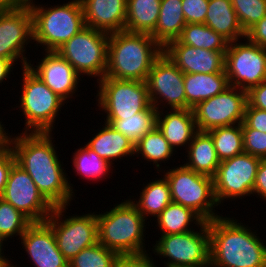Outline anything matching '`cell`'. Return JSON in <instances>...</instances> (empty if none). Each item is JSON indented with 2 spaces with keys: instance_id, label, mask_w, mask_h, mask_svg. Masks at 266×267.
<instances>
[{
  "instance_id": "obj_50",
  "label": "cell",
  "mask_w": 266,
  "mask_h": 267,
  "mask_svg": "<svg viewBox=\"0 0 266 267\" xmlns=\"http://www.w3.org/2000/svg\"><path fill=\"white\" fill-rule=\"evenodd\" d=\"M7 258L0 261V267H17V265H14L13 263Z\"/></svg>"
},
{
  "instance_id": "obj_29",
  "label": "cell",
  "mask_w": 266,
  "mask_h": 267,
  "mask_svg": "<svg viewBox=\"0 0 266 267\" xmlns=\"http://www.w3.org/2000/svg\"><path fill=\"white\" fill-rule=\"evenodd\" d=\"M157 179L141 188L138 201L129 198L146 220L151 216L156 218L172 202L168 181L164 176Z\"/></svg>"
},
{
  "instance_id": "obj_52",
  "label": "cell",
  "mask_w": 266,
  "mask_h": 267,
  "mask_svg": "<svg viewBox=\"0 0 266 267\" xmlns=\"http://www.w3.org/2000/svg\"><path fill=\"white\" fill-rule=\"evenodd\" d=\"M196 267H215V266L211 263V261H209V262H207V263H205L203 265L196 266Z\"/></svg>"
},
{
  "instance_id": "obj_42",
  "label": "cell",
  "mask_w": 266,
  "mask_h": 267,
  "mask_svg": "<svg viewBox=\"0 0 266 267\" xmlns=\"http://www.w3.org/2000/svg\"><path fill=\"white\" fill-rule=\"evenodd\" d=\"M243 122L249 128H253L261 132H266V110L252 107L247 102Z\"/></svg>"
},
{
  "instance_id": "obj_41",
  "label": "cell",
  "mask_w": 266,
  "mask_h": 267,
  "mask_svg": "<svg viewBox=\"0 0 266 267\" xmlns=\"http://www.w3.org/2000/svg\"><path fill=\"white\" fill-rule=\"evenodd\" d=\"M150 252L119 255L115 267H157Z\"/></svg>"
},
{
  "instance_id": "obj_7",
  "label": "cell",
  "mask_w": 266,
  "mask_h": 267,
  "mask_svg": "<svg viewBox=\"0 0 266 267\" xmlns=\"http://www.w3.org/2000/svg\"><path fill=\"white\" fill-rule=\"evenodd\" d=\"M178 166L162 172L168 181L172 202L191 208L206 222L219 217L215 212L219 205L214 194L213 178L196 173L183 164Z\"/></svg>"
},
{
  "instance_id": "obj_11",
  "label": "cell",
  "mask_w": 266,
  "mask_h": 267,
  "mask_svg": "<svg viewBox=\"0 0 266 267\" xmlns=\"http://www.w3.org/2000/svg\"><path fill=\"white\" fill-rule=\"evenodd\" d=\"M97 86L98 110L106 113V117H129L151 105L144 81L103 77Z\"/></svg>"
},
{
  "instance_id": "obj_30",
  "label": "cell",
  "mask_w": 266,
  "mask_h": 267,
  "mask_svg": "<svg viewBox=\"0 0 266 267\" xmlns=\"http://www.w3.org/2000/svg\"><path fill=\"white\" fill-rule=\"evenodd\" d=\"M156 218L157 225L155 226L159 227L161 235L180 234L196 230V228L193 229L192 227L198 226L204 221L191 208L175 202L168 204ZM192 222L195 225H192Z\"/></svg>"
},
{
  "instance_id": "obj_9",
  "label": "cell",
  "mask_w": 266,
  "mask_h": 267,
  "mask_svg": "<svg viewBox=\"0 0 266 267\" xmlns=\"http://www.w3.org/2000/svg\"><path fill=\"white\" fill-rule=\"evenodd\" d=\"M192 230L180 234L160 235L152 251L159 258H168L165 267H196L210 261L208 222L203 221ZM200 227V228H199Z\"/></svg>"
},
{
  "instance_id": "obj_45",
  "label": "cell",
  "mask_w": 266,
  "mask_h": 267,
  "mask_svg": "<svg viewBox=\"0 0 266 267\" xmlns=\"http://www.w3.org/2000/svg\"><path fill=\"white\" fill-rule=\"evenodd\" d=\"M246 38L266 49V16L246 32Z\"/></svg>"
},
{
  "instance_id": "obj_24",
  "label": "cell",
  "mask_w": 266,
  "mask_h": 267,
  "mask_svg": "<svg viewBox=\"0 0 266 267\" xmlns=\"http://www.w3.org/2000/svg\"><path fill=\"white\" fill-rule=\"evenodd\" d=\"M204 24L229 42L246 38L231 0H209Z\"/></svg>"
},
{
  "instance_id": "obj_32",
  "label": "cell",
  "mask_w": 266,
  "mask_h": 267,
  "mask_svg": "<svg viewBox=\"0 0 266 267\" xmlns=\"http://www.w3.org/2000/svg\"><path fill=\"white\" fill-rule=\"evenodd\" d=\"M175 152L177 151H174L159 128L155 126L137 141L134 155H136L137 158L139 155L142 156L141 158L150 162V164L153 162V166L156 167L155 169H157V171H159L158 174H160L163 171V169H160V164L169 161Z\"/></svg>"
},
{
  "instance_id": "obj_38",
  "label": "cell",
  "mask_w": 266,
  "mask_h": 267,
  "mask_svg": "<svg viewBox=\"0 0 266 267\" xmlns=\"http://www.w3.org/2000/svg\"><path fill=\"white\" fill-rule=\"evenodd\" d=\"M231 3L245 32L266 16V0H231Z\"/></svg>"
},
{
  "instance_id": "obj_13",
  "label": "cell",
  "mask_w": 266,
  "mask_h": 267,
  "mask_svg": "<svg viewBox=\"0 0 266 267\" xmlns=\"http://www.w3.org/2000/svg\"><path fill=\"white\" fill-rule=\"evenodd\" d=\"M261 160L244 152L220 162L213 177L214 194L219 206L226 200L234 201L240 197L242 200L252 195Z\"/></svg>"
},
{
  "instance_id": "obj_33",
  "label": "cell",
  "mask_w": 266,
  "mask_h": 267,
  "mask_svg": "<svg viewBox=\"0 0 266 267\" xmlns=\"http://www.w3.org/2000/svg\"><path fill=\"white\" fill-rule=\"evenodd\" d=\"M72 156V165L75 170L74 172L77 173V175H81L83 179L92 180V183L95 180L96 182H99V180L102 181L106 179L110 170L112 173L113 166L105 159L101 158L86 144L85 146L83 145V147L77 149Z\"/></svg>"
},
{
  "instance_id": "obj_27",
  "label": "cell",
  "mask_w": 266,
  "mask_h": 267,
  "mask_svg": "<svg viewBox=\"0 0 266 267\" xmlns=\"http://www.w3.org/2000/svg\"><path fill=\"white\" fill-rule=\"evenodd\" d=\"M186 24L182 0H161L158 22L150 36L164 48L179 38Z\"/></svg>"
},
{
  "instance_id": "obj_19",
  "label": "cell",
  "mask_w": 266,
  "mask_h": 267,
  "mask_svg": "<svg viewBox=\"0 0 266 267\" xmlns=\"http://www.w3.org/2000/svg\"><path fill=\"white\" fill-rule=\"evenodd\" d=\"M163 52L184 74L226 73V51H212L182 44L178 39L169 42Z\"/></svg>"
},
{
  "instance_id": "obj_3",
  "label": "cell",
  "mask_w": 266,
  "mask_h": 267,
  "mask_svg": "<svg viewBox=\"0 0 266 267\" xmlns=\"http://www.w3.org/2000/svg\"><path fill=\"white\" fill-rule=\"evenodd\" d=\"M163 48L146 33L127 31L109 34L104 77L144 81Z\"/></svg>"
},
{
  "instance_id": "obj_28",
  "label": "cell",
  "mask_w": 266,
  "mask_h": 267,
  "mask_svg": "<svg viewBox=\"0 0 266 267\" xmlns=\"http://www.w3.org/2000/svg\"><path fill=\"white\" fill-rule=\"evenodd\" d=\"M161 0H127L125 31L151 34L157 25Z\"/></svg>"
},
{
  "instance_id": "obj_39",
  "label": "cell",
  "mask_w": 266,
  "mask_h": 267,
  "mask_svg": "<svg viewBox=\"0 0 266 267\" xmlns=\"http://www.w3.org/2000/svg\"><path fill=\"white\" fill-rule=\"evenodd\" d=\"M242 125L244 152L262 160L266 159V132L249 128L244 122Z\"/></svg>"
},
{
  "instance_id": "obj_49",
  "label": "cell",
  "mask_w": 266,
  "mask_h": 267,
  "mask_svg": "<svg viewBox=\"0 0 266 267\" xmlns=\"http://www.w3.org/2000/svg\"><path fill=\"white\" fill-rule=\"evenodd\" d=\"M25 0H0V8H10L23 4Z\"/></svg>"
},
{
  "instance_id": "obj_48",
  "label": "cell",
  "mask_w": 266,
  "mask_h": 267,
  "mask_svg": "<svg viewBox=\"0 0 266 267\" xmlns=\"http://www.w3.org/2000/svg\"><path fill=\"white\" fill-rule=\"evenodd\" d=\"M6 132L4 125L0 121V151L9 144L10 133Z\"/></svg>"
},
{
  "instance_id": "obj_34",
  "label": "cell",
  "mask_w": 266,
  "mask_h": 267,
  "mask_svg": "<svg viewBox=\"0 0 266 267\" xmlns=\"http://www.w3.org/2000/svg\"><path fill=\"white\" fill-rule=\"evenodd\" d=\"M178 40L185 45L212 51H227L230 43L204 23H187Z\"/></svg>"
},
{
  "instance_id": "obj_36",
  "label": "cell",
  "mask_w": 266,
  "mask_h": 267,
  "mask_svg": "<svg viewBox=\"0 0 266 267\" xmlns=\"http://www.w3.org/2000/svg\"><path fill=\"white\" fill-rule=\"evenodd\" d=\"M32 222L18 211L12 204L0 197V237L4 241L19 236L26 231Z\"/></svg>"
},
{
  "instance_id": "obj_22",
  "label": "cell",
  "mask_w": 266,
  "mask_h": 267,
  "mask_svg": "<svg viewBox=\"0 0 266 267\" xmlns=\"http://www.w3.org/2000/svg\"><path fill=\"white\" fill-rule=\"evenodd\" d=\"M161 108L157 111L156 126L162 132L170 146L176 151L178 147H185L191 143L194 134L198 131L192 109ZM166 113V114H164ZM188 144V145H187Z\"/></svg>"
},
{
  "instance_id": "obj_26",
  "label": "cell",
  "mask_w": 266,
  "mask_h": 267,
  "mask_svg": "<svg viewBox=\"0 0 266 267\" xmlns=\"http://www.w3.org/2000/svg\"><path fill=\"white\" fill-rule=\"evenodd\" d=\"M229 87L226 73L184 74L186 103L194 108L199 102L218 95Z\"/></svg>"
},
{
  "instance_id": "obj_43",
  "label": "cell",
  "mask_w": 266,
  "mask_h": 267,
  "mask_svg": "<svg viewBox=\"0 0 266 267\" xmlns=\"http://www.w3.org/2000/svg\"><path fill=\"white\" fill-rule=\"evenodd\" d=\"M15 163L13 150L8 144L0 151V197L4 192L10 169Z\"/></svg>"
},
{
  "instance_id": "obj_20",
  "label": "cell",
  "mask_w": 266,
  "mask_h": 267,
  "mask_svg": "<svg viewBox=\"0 0 266 267\" xmlns=\"http://www.w3.org/2000/svg\"><path fill=\"white\" fill-rule=\"evenodd\" d=\"M44 56L35 66L28 67L60 98L67 103L79 87L81 76L56 51L42 52ZM36 67V68H35ZM68 98V99H67Z\"/></svg>"
},
{
  "instance_id": "obj_35",
  "label": "cell",
  "mask_w": 266,
  "mask_h": 267,
  "mask_svg": "<svg viewBox=\"0 0 266 267\" xmlns=\"http://www.w3.org/2000/svg\"><path fill=\"white\" fill-rule=\"evenodd\" d=\"M208 133L213 139L220 162L244 153L241 123L218 127Z\"/></svg>"
},
{
  "instance_id": "obj_10",
  "label": "cell",
  "mask_w": 266,
  "mask_h": 267,
  "mask_svg": "<svg viewBox=\"0 0 266 267\" xmlns=\"http://www.w3.org/2000/svg\"><path fill=\"white\" fill-rule=\"evenodd\" d=\"M66 209L67 206L54 207L45 221L52 227L59 251L70 261L81 250L98 243V223L96 212L66 218Z\"/></svg>"
},
{
  "instance_id": "obj_51",
  "label": "cell",
  "mask_w": 266,
  "mask_h": 267,
  "mask_svg": "<svg viewBox=\"0 0 266 267\" xmlns=\"http://www.w3.org/2000/svg\"><path fill=\"white\" fill-rule=\"evenodd\" d=\"M3 243H5V241L0 237V261H1V260H4V259H7V258L5 257V253H4V250H3V246H4ZM2 251H3V252H2Z\"/></svg>"
},
{
  "instance_id": "obj_4",
  "label": "cell",
  "mask_w": 266,
  "mask_h": 267,
  "mask_svg": "<svg viewBox=\"0 0 266 267\" xmlns=\"http://www.w3.org/2000/svg\"><path fill=\"white\" fill-rule=\"evenodd\" d=\"M97 213L100 244L118 255L148 251L144 243L147 220L130 199H122L120 204H115L109 211Z\"/></svg>"
},
{
  "instance_id": "obj_16",
  "label": "cell",
  "mask_w": 266,
  "mask_h": 267,
  "mask_svg": "<svg viewBox=\"0 0 266 267\" xmlns=\"http://www.w3.org/2000/svg\"><path fill=\"white\" fill-rule=\"evenodd\" d=\"M145 83L150 103L158 111L166 104L167 109H192L186 103L184 73L164 52L154 61Z\"/></svg>"
},
{
  "instance_id": "obj_40",
  "label": "cell",
  "mask_w": 266,
  "mask_h": 267,
  "mask_svg": "<svg viewBox=\"0 0 266 267\" xmlns=\"http://www.w3.org/2000/svg\"><path fill=\"white\" fill-rule=\"evenodd\" d=\"M209 0H182V10L186 23L203 24Z\"/></svg>"
},
{
  "instance_id": "obj_1",
  "label": "cell",
  "mask_w": 266,
  "mask_h": 267,
  "mask_svg": "<svg viewBox=\"0 0 266 267\" xmlns=\"http://www.w3.org/2000/svg\"><path fill=\"white\" fill-rule=\"evenodd\" d=\"M52 135L22 132L13 137L11 134L9 145L16 164L29 174L44 198L53 207L69 206L74 200V189L62 167L64 165L56 151V144H53L55 140L52 142Z\"/></svg>"
},
{
  "instance_id": "obj_23",
  "label": "cell",
  "mask_w": 266,
  "mask_h": 267,
  "mask_svg": "<svg viewBox=\"0 0 266 267\" xmlns=\"http://www.w3.org/2000/svg\"><path fill=\"white\" fill-rule=\"evenodd\" d=\"M93 135L86 145L111 165L114 166V161L123 157H135V144L110 124L104 122L102 128Z\"/></svg>"
},
{
  "instance_id": "obj_37",
  "label": "cell",
  "mask_w": 266,
  "mask_h": 267,
  "mask_svg": "<svg viewBox=\"0 0 266 267\" xmlns=\"http://www.w3.org/2000/svg\"><path fill=\"white\" fill-rule=\"evenodd\" d=\"M119 255L99 242L81 250L69 261V267H115Z\"/></svg>"
},
{
  "instance_id": "obj_12",
  "label": "cell",
  "mask_w": 266,
  "mask_h": 267,
  "mask_svg": "<svg viewBox=\"0 0 266 267\" xmlns=\"http://www.w3.org/2000/svg\"><path fill=\"white\" fill-rule=\"evenodd\" d=\"M230 42L225 53V72L229 86L249 91L266 80V49L251 43Z\"/></svg>"
},
{
  "instance_id": "obj_21",
  "label": "cell",
  "mask_w": 266,
  "mask_h": 267,
  "mask_svg": "<svg viewBox=\"0 0 266 267\" xmlns=\"http://www.w3.org/2000/svg\"><path fill=\"white\" fill-rule=\"evenodd\" d=\"M85 26L107 33L125 30L127 0H81Z\"/></svg>"
},
{
  "instance_id": "obj_6",
  "label": "cell",
  "mask_w": 266,
  "mask_h": 267,
  "mask_svg": "<svg viewBox=\"0 0 266 267\" xmlns=\"http://www.w3.org/2000/svg\"><path fill=\"white\" fill-rule=\"evenodd\" d=\"M22 91L18 107L25 117L22 132L52 133L65 101L54 93L31 69L23 67ZM54 125V126H53Z\"/></svg>"
},
{
  "instance_id": "obj_25",
  "label": "cell",
  "mask_w": 266,
  "mask_h": 267,
  "mask_svg": "<svg viewBox=\"0 0 266 267\" xmlns=\"http://www.w3.org/2000/svg\"><path fill=\"white\" fill-rule=\"evenodd\" d=\"M186 168L196 173L214 177L220 160L215 150L211 135L205 131H197L186 150Z\"/></svg>"
},
{
  "instance_id": "obj_47",
  "label": "cell",
  "mask_w": 266,
  "mask_h": 267,
  "mask_svg": "<svg viewBox=\"0 0 266 267\" xmlns=\"http://www.w3.org/2000/svg\"><path fill=\"white\" fill-rule=\"evenodd\" d=\"M15 66L9 59L0 57V83H5L8 76L13 72V67Z\"/></svg>"
},
{
  "instance_id": "obj_17",
  "label": "cell",
  "mask_w": 266,
  "mask_h": 267,
  "mask_svg": "<svg viewBox=\"0 0 266 267\" xmlns=\"http://www.w3.org/2000/svg\"><path fill=\"white\" fill-rule=\"evenodd\" d=\"M1 198L12 204L31 222H44L54 209L39 192L29 174L16 163L10 169Z\"/></svg>"
},
{
  "instance_id": "obj_15",
  "label": "cell",
  "mask_w": 266,
  "mask_h": 267,
  "mask_svg": "<svg viewBox=\"0 0 266 267\" xmlns=\"http://www.w3.org/2000/svg\"><path fill=\"white\" fill-rule=\"evenodd\" d=\"M247 91L229 86L216 96L199 102L192 108L198 131L232 126L244 121Z\"/></svg>"
},
{
  "instance_id": "obj_31",
  "label": "cell",
  "mask_w": 266,
  "mask_h": 267,
  "mask_svg": "<svg viewBox=\"0 0 266 267\" xmlns=\"http://www.w3.org/2000/svg\"><path fill=\"white\" fill-rule=\"evenodd\" d=\"M157 111L154 106L150 105L146 110L132 116L106 117L104 121L136 144L156 126Z\"/></svg>"
},
{
  "instance_id": "obj_44",
  "label": "cell",
  "mask_w": 266,
  "mask_h": 267,
  "mask_svg": "<svg viewBox=\"0 0 266 267\" xmlns=\"http://www.w3.org/2000/svg\"><path fill=\"white\" fill-rule=\"evenodd\" d=\"M247 101L252 107L266 110V80L247 92Z\"/></svg>"
},
{
  "instance_id": "obj_2",
  "label": "cell",
  "mask_w": 266,
  "mask_h": 267,
  "mask_svg": "<svg viewBox=\"0 0 266 267\" xmlns=\"http://www.w3.org/2000/svg\"><path fill=\"white\" fill-rule=\"evenodd\" d=\"M208 221L210 261L215 267H266V243L238 219Z\"/></svg>"
},
{
  "instance_id": "obj_46",
  "label": "cell",
  "mask_w": 266,
  "mask_h": 267,
  "mask_svg": "<svg viewBox=\"0 0 266 267\" xmlns=\"http://www.w3.org/2000/svg\"><path fill=\"white\" fill-rule=\"evenodd\" d=\"M266 200V159L261 160L257 169L256 180L253 187L252 195Z\"/></svg>"
},
{
  "instance_id": "obj_8",
  "label": "cell",
  "mask_w": 266,
  "mask_h": 267,
  "mask_svg": "<svg viewBox=\"0 0 266 267\" xmlns=\"http://www.w3.org/2000/svg\"><path fill=\"white\" fill-rule=\"evenodd\" d=\"M109 33L85 26L56 52L80 75L99 81L107 69Z\"/></svg>"
},
{
  "instance_id": "obj_18",
  "label": "cell",
  "mask_w": 266,
  "mask_h": 267,
  "mask_svg": "<svg viewBox=\"0 0 266 267\" xmlns=\"http://www.w3.org/2000/svg\"><path fill=\"white\" fill-rule=\"evenodd\" d=\"M23 249L35 267H69L59 251L52 227L46 222H32L20 237Z\"/></svg>"
},
{
  "instance_id": "obj_14",
  "label": "cell",
  "mask_w": 266,
  "mask_h": 267,
  "mask_svg": "<svg viewBox=\"0 0 266 267\" xmlns=\"http://www.w3.org/2000/svg\"><path fill=\"white\" fill-rule=\"evenodd\" d=\"M33 15L29 5L24 2L15 7L0 8V57L13 64L20 60L26 67L32 60L25 55L26 47L33 43Z\"/></svg>"
},
{
  "instance_id": "obj_5",
  "label": "cell",
  "mask_w": 266,
  "mask_h": 267,
  "mask_svg": "<svg viewBox=\"0 0 266 267\" xmlns=\"http://www.w3.org/2000/svg\"><path fill=\"white\" fill-rule=\"evenodd\" d=\"M25 2L33 15V42L37 46L41 45L44 52L57 51L85 27L81 0H71L63 5L50 7L37 5L33 0Z\"/></svg>"
}]
</instances>
